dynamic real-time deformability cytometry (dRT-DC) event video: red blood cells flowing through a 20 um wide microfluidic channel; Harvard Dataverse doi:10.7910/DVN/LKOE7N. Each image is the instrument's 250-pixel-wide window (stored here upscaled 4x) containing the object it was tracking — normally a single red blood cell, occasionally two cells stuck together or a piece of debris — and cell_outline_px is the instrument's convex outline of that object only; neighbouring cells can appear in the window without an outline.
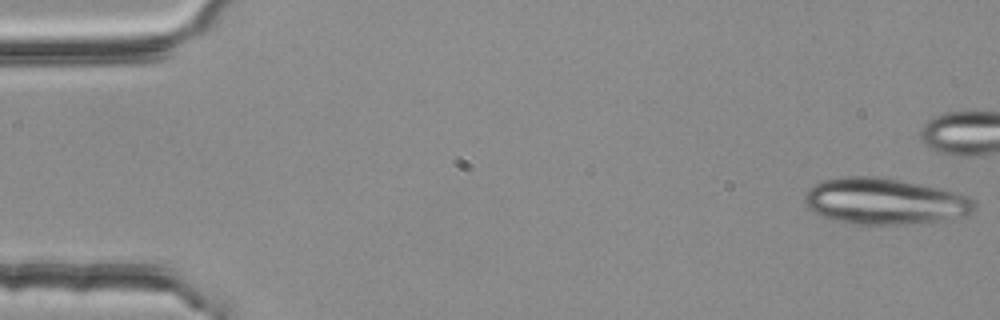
{"species": "common noctule bat (a hibernating species)", "species_latin": "Nyctalus noctula", "temperature_condition": "room temperature", "stored_images_in_passage": 18, "camera_frame_rate_fps": 3000, "um_per_image_px": 0.085, "animal": {"sex": "female", "body_mass_g": 25.1}, "frame": {"image": 1, "passage_image": 1, "time_ms": 0.0, "image_size_px": [1000, 320], "cell_outline_px": [[976, 208], [972, 212], [964, 216], [940, 220], [904, 224], [852, 224], [836, 220], [812, 212], [804, 204], [804, 196], [808, 188], [812, 184], [820, 180], [844, 176], [888, 176], [956, 192], [968, 196], [976, 200]], "centroid_in_image_um": [75.17, 17.08], "position_along_channel_um": 9.8, "area_um2": 46.36}}